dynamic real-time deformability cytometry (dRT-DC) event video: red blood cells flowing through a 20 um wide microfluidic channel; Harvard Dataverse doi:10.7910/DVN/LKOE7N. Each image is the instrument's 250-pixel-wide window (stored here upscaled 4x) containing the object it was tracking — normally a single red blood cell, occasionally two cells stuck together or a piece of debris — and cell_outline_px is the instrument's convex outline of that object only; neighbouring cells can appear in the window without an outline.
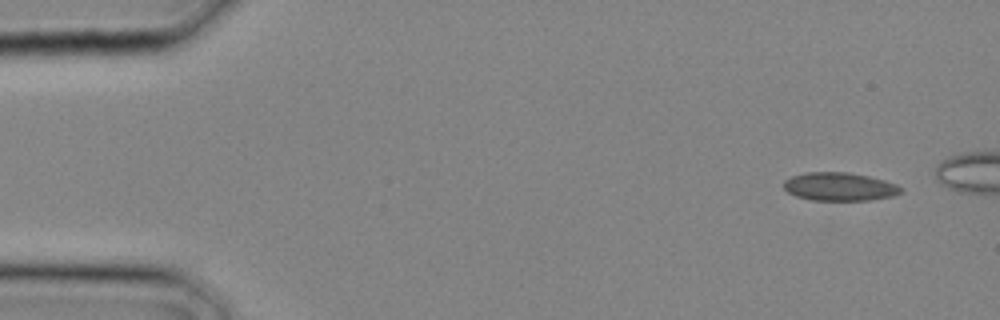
{"species": "common noctule bat (a hibernating species)", "species_latin": "Nyctalus noctula", "temperature_condition": "cold", "stored_images_in_passage": 4, "camera_frame_rate_fps": 3000, "um_per_image_px": 0.085, "animal": {"sex": "male", "body_mass_g": 20.4}, "frame": {"image": 1, "passage_image": 1, "time_ms": 0.0, "image_size_px": [1000, 320], "cell_outline_px": [[904, 188], [900, 192], [892, 196], [868, 200], [812, 200], [796, 196], [788, 192], [784, 188], [784, 180], [792, 176], [804, 172], [848, 172], [868, 176], [884, 180], [896, 184]], "centroid_in_image_um": [71.34, 15.86], "position_along_channel_um": 13.7, "area_um2": 19.25}}